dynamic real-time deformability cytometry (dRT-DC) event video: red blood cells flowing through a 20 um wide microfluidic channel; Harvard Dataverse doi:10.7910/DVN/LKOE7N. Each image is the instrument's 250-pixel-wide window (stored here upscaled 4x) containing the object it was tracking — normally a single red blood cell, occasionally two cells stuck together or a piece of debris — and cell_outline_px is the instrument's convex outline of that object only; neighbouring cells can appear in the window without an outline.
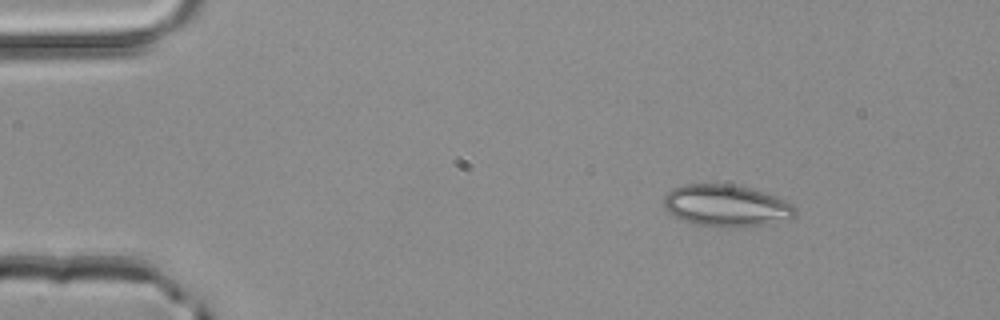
{"species": "common noctule bat (a hibernating species)", "species_latin": "Nyctalus noctula", "temperature_condition": "room temperature", "stored_images_in_passage": 3, "camera_frame_rate_fps": 3000, "um_per_image_px": 0.085, "animal": {"sex": "male", "body_mass_g": 20.4}, "frame": {"image": 1, "passage_image": 1, "time_ms": 0.0, "image_size_px": [1000, 320], "cell_outline_px": [[796, 216], [764, 224], [740, 228], [720, 228], [692, 224], [680, 220], [668, 212], [664, 208], [664, 196], [672, 188], [684, 184], [728, 184], [748, 188], [784, 200], [792, 204], [796, 208]], "centroid_in_image_um": [61.66, 17.51], "position_along_channel_um": 23.3, "area_um2": 32.08}}